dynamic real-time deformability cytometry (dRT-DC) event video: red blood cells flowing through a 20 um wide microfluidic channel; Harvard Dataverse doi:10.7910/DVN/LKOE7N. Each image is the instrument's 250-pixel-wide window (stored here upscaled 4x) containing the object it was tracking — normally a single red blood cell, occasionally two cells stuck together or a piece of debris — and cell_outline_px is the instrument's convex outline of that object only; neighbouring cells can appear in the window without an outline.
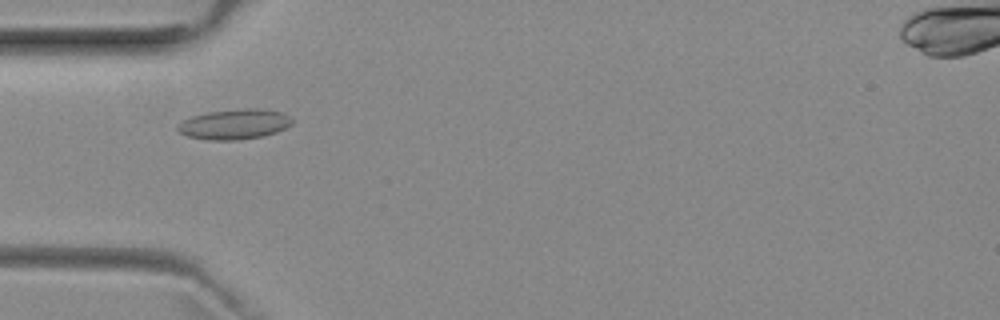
{"species": "common noctule bat (a hibernating species)", "species_latin": "Nyctalus noctula", "temperature_condition": "room temperature", "stored_images_in_passage": 42, "camera_frame_rate_fps": 3000, "um_per_image_px": 0.085, "animal": {"sex": "female", "body_mass_g": 29.2, "forearm_length_mm": 56.3}, "frame": {"image": 1, "passage_image": 6, "time_ms": 1.667, "image_size_px": [1000, 320], "cell_outline_px": [[292, 124], [276, 132], [260, 136], [236, 140], [208, 140], [188, 136], [180, 132], [176, 128], [176, 124], [192, 116], [208, 112], [244, 108], [260, 108], [280, 112], [288, 116], [292, 120]], "centroid_in_image_um": [19.89, 10.55], "position_along_channel_um": 65.1, "area_um2": 19.94}}
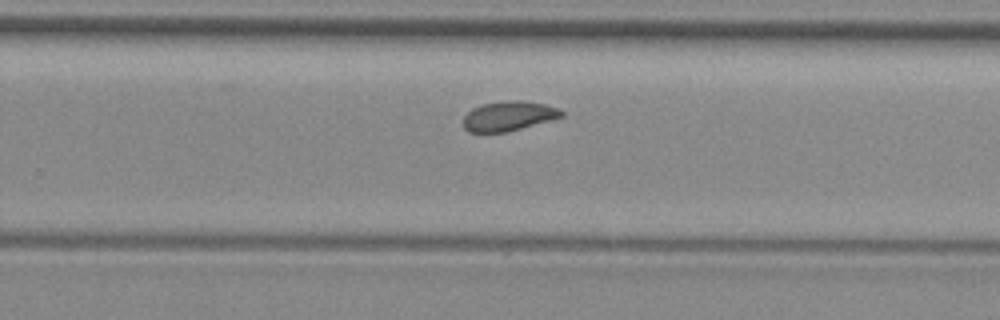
{"frame": {"image": 2, "passage_image": 23, "time_ms": 7.333, "image_size_px": [1000, 320], "cell_outline_px": [[564, 116], [520, 128], [504, 132], [468, 132], [464, 128], [464, 116], [472, 108], [484, 104], [504, 100], [524, 100], [544, 104], [560, 108], [564, 112]], "centroid_in_image_um": [43.24, 9.84], "position_along_channel_um": 286.6, "area_um2": 16.88}}
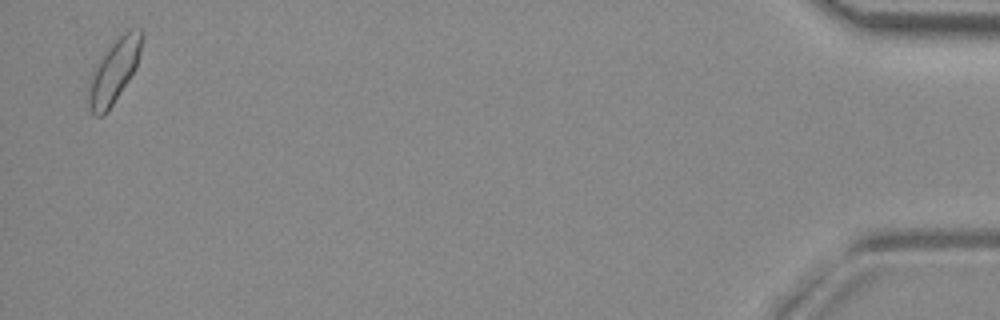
{"frame": {"image": 3, "passage_image": 41, "time_ms": 13.333, "image_size_px": [1000, 320], "cell_outline_px": [[144, 32], [140, 52], [136, 68], [104, 116], [96, 116], [92, 112], [88, 104], [88, 96], [92, 72], [112, 40], [116, 36], [128, 28], [140, 28]], "centroid_in_image_um": [9.72, 5.95], "position_along_channel_um": 425.5, "area_um2": 19.65}, "authors_computed_cell_mechanics": {"area_um2": 17.4845, "velocity_mm_per_s": 3.9221, "shape_relaxation_time_tau1_ms": 3.6747, "shape_relaxation_time_tau2_ms": 1.2697, "deformation_change_tau1": 0.0928, "deformation_change_tau2": 0.0695}}